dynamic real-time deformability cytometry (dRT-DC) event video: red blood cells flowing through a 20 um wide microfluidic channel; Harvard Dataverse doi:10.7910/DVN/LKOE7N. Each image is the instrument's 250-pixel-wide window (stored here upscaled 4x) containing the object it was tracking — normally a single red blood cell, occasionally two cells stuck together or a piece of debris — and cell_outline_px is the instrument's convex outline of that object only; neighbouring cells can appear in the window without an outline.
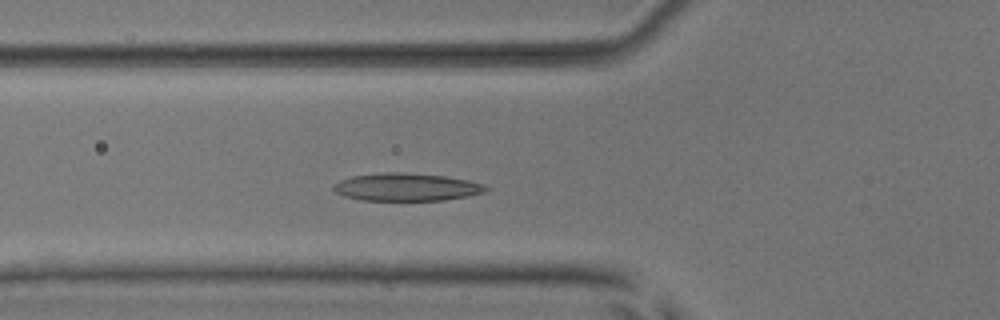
{"species": "common noctule bat (a hibernating species)", "species_latin": "Nyctalus noctula", "temperature_condition": "room temperature", "stored_images_in_passage": 49, "camera_frame_rate_fps": 3000, "um_per_image_px": 0.085, "animal": {"sex": "male", "body_mass_g": 17.9, "forearm_length_mm": 54.2}, "frame": {"image": 1, "passage_image": 15, "time_ms": 4.667, "image_size_px": [1000, 320], "cell_outline_px": [[492, 188], [484, 192], [468, 196], [444, 200], [360, 200], [344, 196], [336, 192], [332, 188], [332, 184], [340, 180], [352, 176], [388, 172], [400, 172], [444, 176], [468, 180], [484, 184]], "centroid_in_image_um": [34.56, 15.9], "position_along_channel_um": 91.2, "area_um2": 24.62}}
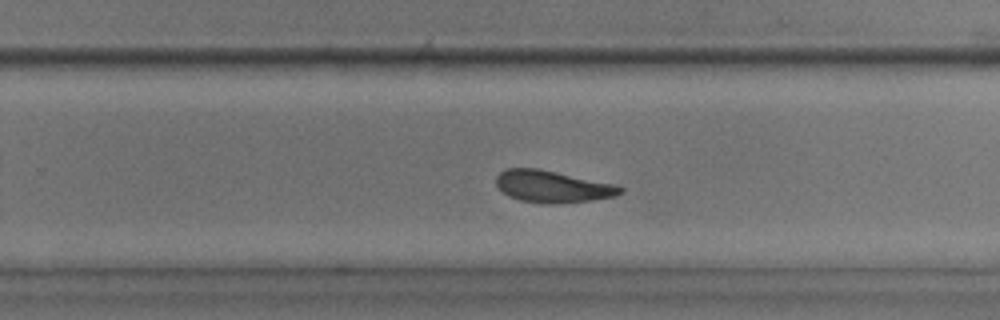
{"frame": {"image": 2, "passage_image": 30, "time_ms": 9.667, "image_size_px": [1000, 320], "cell_outline_px": [[624, 192], [616, 196], [592, 200], [556, 204], [544, 204], [520, 200], [508, 196], [496, 184], [496, 176], [500, 172], [508, 168], [536, 168], [616, 184], [624, 188]], "centroid_in_image_um": [46.99, 15.86], "position_along_channel_um": 282.8, "area_um2": 23.12}}
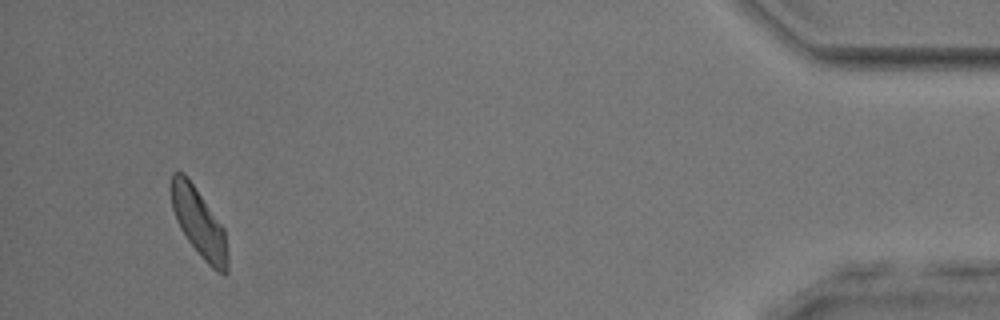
{"frame": {"image": 3, "passage_image": 46, "time_ms": 15.0, "image_size_px": [1000, 320], "cell_outline_px": [[228, 272], [216, 272], [204, 260], [188, 240], [180, 228], [176, 220], [172, 208], [172, 172], [184, 172], [188, 176], [224, 228], [228, 252]], "centroid_in_image_um": [16.93, 18.94], "position_along_channel_um": 418.3, "area_um2": 22.31}, "authors_computed_cell_mechanics": {"area_um2": 23.6402, "velocity_mm_per_s": 3.8469, "shape_relaxation_time_tau1_ms": 3.4434, "shape_relaxation_time_tau2_ms": 1.6227, "deformation_change_tau1": 0.1305, "deformation_change_tau2": 0.0736}}